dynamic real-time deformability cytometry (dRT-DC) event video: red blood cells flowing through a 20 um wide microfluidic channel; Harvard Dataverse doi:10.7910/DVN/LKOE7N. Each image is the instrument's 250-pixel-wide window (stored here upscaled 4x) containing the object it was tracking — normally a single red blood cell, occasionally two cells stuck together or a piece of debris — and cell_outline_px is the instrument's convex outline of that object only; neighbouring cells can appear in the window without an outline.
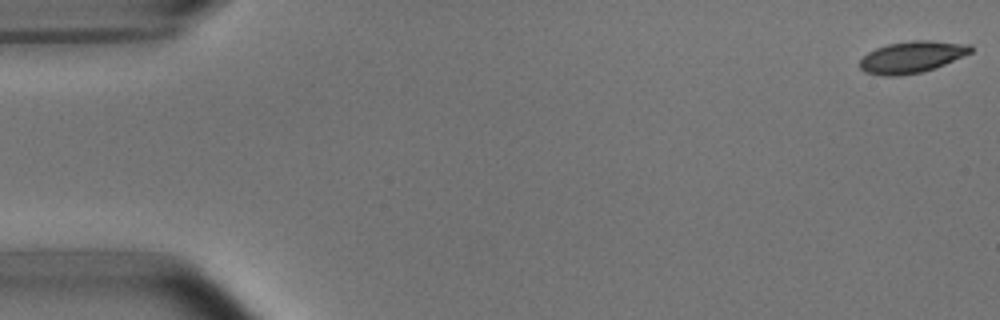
{"species": "common noctule bat (a hibernating species)", "species_latin": "Nyctalus noctula", "temperature_condition": "room temperature", "stored_images_in_passage": 4, "camera_frame_rate_fps": 3000, "um_per_image_px": 0.085, "animal": {"sex": "male", "body_mass_g": 15.6}, "frame": {"image": 1, "passage_image": 1, "time_ms": 0.0, "image_size_px": [1000, 320], "cell_outline_px": [[972, 52], [936, 68], [920, 72], [900, 76], [884, 76], [864, 72], [860, 68], [860, 60], [868, 52], [876, 48], [888, 44], [912, 40], [928, 40], [972, 44]], "centroid_in_image_um": [77.51, 4.84], "position_along_channel_um": 7.5, "area_um2": 20.52}}